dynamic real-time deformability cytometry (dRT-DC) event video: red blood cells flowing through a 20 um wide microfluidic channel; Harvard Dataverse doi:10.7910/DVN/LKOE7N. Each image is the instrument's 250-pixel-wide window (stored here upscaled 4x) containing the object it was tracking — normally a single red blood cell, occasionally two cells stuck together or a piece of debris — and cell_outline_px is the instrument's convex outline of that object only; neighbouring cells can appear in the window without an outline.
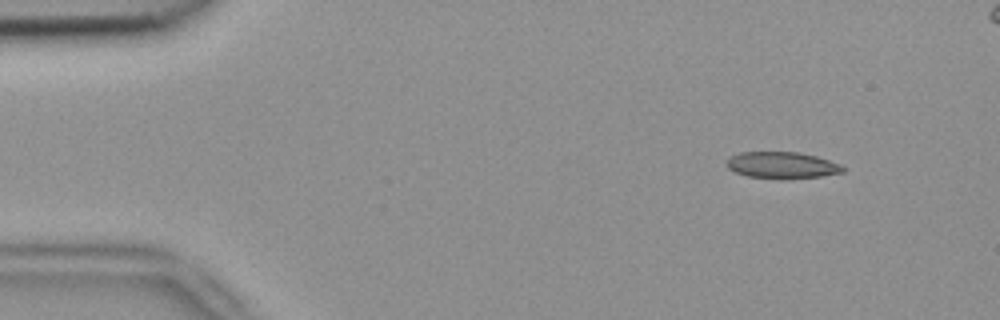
{"species": "common noctule bat (a hibernating species)", "species_latin": "Nyctalus noctula", "temperature_condition": "room temperature", "stored_images_in_passage": 3, "camera_frame_rate_fps": 3000, "um_per_image_px": 0.085, "animal": {"sex": "female", "body_mass_g": 18.4}, "frame": {"image": 1, "passage_image": 2, "time_ms": 0.333, "image_size_px": [1000, 320], "cell_outline_px": [[844, 172], [820, 176], [748, 176], [736, 172], [728, 168], [728, 160], [732, 156], [740, 152], [800, 152], [816, 156], [840, 164], [844, 168]], "centroid_in_image_um": [66.49, 13.99], "position_along_channel_um": 18.5, "area_um2": 16.94}}